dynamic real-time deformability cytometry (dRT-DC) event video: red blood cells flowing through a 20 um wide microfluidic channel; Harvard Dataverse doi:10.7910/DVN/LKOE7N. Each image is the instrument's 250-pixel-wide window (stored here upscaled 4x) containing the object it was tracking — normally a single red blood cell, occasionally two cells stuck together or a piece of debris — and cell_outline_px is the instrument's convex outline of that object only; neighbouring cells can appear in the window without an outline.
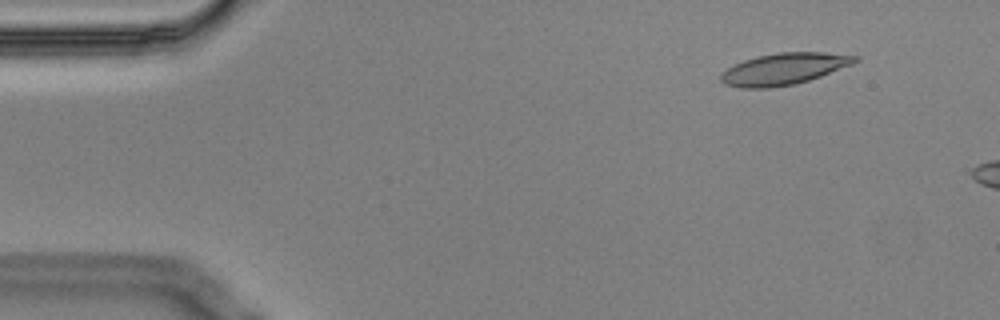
{"species": "Egyptian fruit bat (a non-hibernating species)", "species_latin": "Rousettus aegyptiacus", "temperature_condition": "cold", "stored_images_in_passage": 4, "camera_frame_rate_fps": 3000, "um_per_image_px": 0.085, "animal": {"sex": "male"}, "frame": {"image": 1, "passage_image": 2, "time_ms": 0.333, "image_size_px": [1000, 320], "cell_outline_px": [[860, 60], [852, 64], [820, 76], [796, 84], [768, 88], [740, 88], [724, 84], [720, 80], [720, 72], [744, 60], [756, 56], [780, 52], [824, 52], [860, 56]], "centroid_in_image_um": [66.62, 5.85], "position_along_channel_um": 18.4, "area_um2": 24.74}}